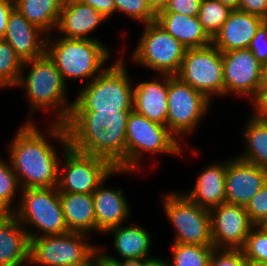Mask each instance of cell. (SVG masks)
<instances>
[{
  "mask_svg": "<svg viewBox=\"0 0 267 266\" xmlns=\"http://www.w3.org/2000/svg\"><path fill=\"white\" fill-rule=\"evenodd\" d=\"M127 264L129 266H167L168 262L160 258L151 257L137 262H129Z\"/></svg>",
  "mask_w": 267,
  "mask_h": 266,
  "instance_id": "44",
  "label": "cell"
},
{
  "mask_svg": "<svg viewBox=\"0 0 267 266\" xmlns=\"http://www.w3.org/2000/svg\"><path fill=\"white\" fill-rule=\"evenodd\" d=\"M30 66V71L25 77L24 67ZM25 77V78H24ZM16 86H24L30 101V118L38 109H56V123H65L70 116L73 103L65 97L67 90L60 71L54 62L45 53L41 57L23 62L21 75Z\"/></svg>",
  "mask_w": 267,
  "mask_h": 266,
  "instance_id": "4",
  "label": "cell"
},
{
  "mask_svg": "<svg viewBox=\"0 0 267 266\" xmlns=\"http://www.w3.org/2000/svg\"><path fill=\"white\" fill-rule=\"evenodd\" d=\"M51 43V37L47 35L45 53L54 62L65 83L67 78L92 81L105 70L102 67L110 57V49L99 40L61 37L55 45Z\"/></svg>",
  "mask_w": 267,
  "mask_h": 266,
  "instance_id": "6",
  "label": "cell"
},
{
  "mask_svg": "<svg viewBox=\"0 0 267 266\" xmlns=\"http://www.w3.org/2000/svg\"><path fill=\"white\" fill-rule=\"evenodd\" d=\"M230 11L228 6L217 0H202L198 18L212 39L220 31Z\"/></svg>",
  "mask_w": 267,
  "mask_h": 266,
  "instance_id": "31",
  "label": "cell"
},
{
  "mask_svg": "<svg viewBox=\"0 0 267 266\" xmlns=\"http://www.w3.org/2000/svg\"><path fill=\"white\" fill-rule=\"evenodd\" d=\"M160 76H163L162 82L154 79L136 84L133 95V110L150 121L166 126L169 75Z\"/></svg>",
  "mask_w": 267,
  "mask_h": 266,
  "instance_id": "20",
  "label": "cell"
},
{
  "mask_svg": "<svg viewBox=\"0 0 267 266\" xmlns=\"http://www.w3.org/2000/svg\"><path fill=\"white\" fill-rule=\"evenodd\" d=\"M19 187V188H18ZM20 186L11 163H5L0 159V215H13L16 209H12L14 197Z\"/></svg>",
  "mask_w": 267,
  "mask_h": 266,
  "instance_id": "32",
  "label": "cell"
},
{
  "mask_svg": "<svg viewBox=\"0 0 267 266\" xmlns=\"http://www.w3.org/2000/svg\"><path fill=\"white\" fill-rule=\"evenodd\" d=\"M211 102L202 93L169 75L168 115L166 126L177 139L192 133L207 112Z\"/></svg>",
  "mask_w": 267,
  "mask_h": 266,
  "instance_id": "13",
  "label": "cell"
},
{
  "mask_svg": "<svg viewBox=\"0 0 267 266\" xmlns=\"http://www.w3.org/2000/svg\"><path fill=\"white\" fill-rule=\"evenodd\" d=\"M242 251L250 263L267 264V233L259 226H254Z\"/></svg>",
  "mask_w": 267,
  "mask_h": 266,
  "instance_id": "33",
  "label": "cell"
},
{
  "mask_svg": "<svg viewBox=\"0 0 267 266\" xmlns=\"http://www.w3.org/2000/svg\"><path fill=\"white\" fill-rule=\"evenodd\" d=\"M113 227L106 232H111L114 236V247L117 253L124 258L123 261L104 254L107 260L114 263H129L137 262L139 260H145L148 258L149 250L151 249V237L145 228L134 226H123Z\"/></svg>",
  "mask_w": 267,
  "mask_h": 266,
  "instance_id": "25",
  "label": "cell"
},
{
  "mask_svg": "<svg viewBox=\"0 0 267 266\" xmlns=\"http://www.w3.org/2000/svg\"><path fill=\"white\" fill-rule=\"evenodd\" d=\"M50 132V133H48ZM49 137H55L64 150V163L59 164V193L93 194L108 177L115 173L132 172L116 169L109 161L93 155L79 152L69 146L68 136L63 123L52 122L47 131ZM64 173L61 174V167Z\"/></svg>",
  "mask_w": 267,
  "mask_h": 266,
  "instance_id": "3",
  "label": "cell"
},
{
  "mask_svg": "<svg viewBox=\"0 0 267 266\" xmlns=\"http://www.w3.org/2000/svg\"><path fill=\"white\" fill-rule=\"evenodd\" d=\"M23 61L15 50L4 40H0V89L16 87Z\"/></svg>",
  "mask_w": 267,
  "mask_h": 266,
  "instance_id": "30",
  "label": "cell"
},
{
  "mask_svg": "<svg viewBox=\"0 0 267 266\" xmlns=\"http://www.w3.org/2000/svg\"><path fill=\"white\" fill-rule=\"evenodd\" d=\"M259 227H261L266 233H267V219H265L260 225H258Z\"/></svg>",
  "mask_w": 267,
  "mask_h": 266,
  "instance_id": "49",
  "label": "cell"
},
{
  "mask_svg": "<svg viewBox=\"0 0 267 266\" xmlns=\"http://www.w3.org/2000/svg\"><path fill=\"white\" fill-rule=\"evenodd\" d=\"M30 239L13 215H0V266L29 264Z\"/></svg>",
  "mask_w": 267,
  "mask_h": 266,
  "instance_id": "21",
  "label": "cell"
},
{
  "mask_svg": "<svg viewBox=\"0 0 267 266\" xmlns=\"http://www.w3.org/2000/svg\"><path fill=\"white\" fill-rule=\"evenodd\" d=\"M20 196L14 215L24 228L29 225L42 231L40 235L26 228L29 239L69 232L57 187L22 189Z\"/></svg>",
  "mask_w": 267,
  "mask_h": 266,
  "instance_id": "7",
  "label": "cell"
},
{
  "mask_svg": "<svg viewBox=\"0 0 267 266\" xmlns=\"http://www.w3.org/2000/svg\"><path fill=\"white\" fill-rule=\"evenodd\" d=\"M126 141L127 171H139L143 152L173 155L182 153V145L167 126L150 121L133 109L127 120Z\"/></svg>",
  "mask_w": 267,
  "mask_h": 266,
  "instance_id": "8",
  "label": "cell"
},
{
  "mask_svg": "<svg viewBox=\"0 0 267 266\" xmlns=\"http://www.w3.org/2000/svg\"><path fill=\"white\" fill-rule=\"evenodd\" d=\"M255 106L253 117L267 120V89H257L256 94L251 99Z\"/></svg>",
  "mask_w": 267,
  "mask_h": 266,
  "instance_id": "40",
  "label": "cell"
},
{
  "mask_svg": "<svg viewBox=\"0 0 267 266\" xmlns=\"http://www.w3.org/2000/svg\"><path fill=\"white\" fill-rule=\"evenodd\" d=\"M211 238L217 249H242L255 226L245 206L223 203L210 210Z\"/></svg>",
  "mask_w": 267,
  "mask_h": 266,
  "instance_id": "14",
  "label": "cell"
},
{
  "mask_svg": "<svg viewBox=\"0 0 267 266\" xmlns=\"http://www.w3.org/2000/svg\"><path fill=\"white\" fill-rule=\"evenodd\" d=\"M248 49L262 65L267 63V20L257 29Z\"/></svg>",
  "mask_w": 267,
  "mask_h": 266,
  "instance_id": "37",
  "label": "cell"
},
{
  "mask_svg": "<svg viewBox=\"0 0 267 266\" xmlns=\"http://www.w3.org/2000/svg\"><path fill=\"white\" fill-rule=\"evenodd\" d=\"M168 2L169 0H146L147 5L155 15L164 11Z\"/></svg>",
  "mask_w": 267,
  "mask_h": 266,
  "instance_id": "45",
  "label": "cell"
},
{
  "mask_svg": "<svg viewBox=\"0 0 267 266\" xmlns=\"http://www.w3.org/2000/svg\"><path fill=\"white\" fill-rule=\"evenodd\" d=\"M176 76L210 101L213 94L224 96L222 52L213 44L187 49Z\"/></svg>",
  "mask_w": 267,
  "mask_h": 266,
  "instance_id": "12",
  "label": "cell"
},
{
  "mask_svg": "<svg viewBox=\"0 0 267 266\" xmlns=\"http://www.w3.org/2000/svg\"><path fill=\"white\" fill-rule=\"evenodd\" d=\"M223 5L228 6L231 10L239 9L241 0H217Z\"/></svg>",
  "mask_w": 267,
  "mask_h": 266,
  "instance_id": "47",
  "label": "cell"
},
{
  "mask_svg": "<svg viewBox=\"0 0 267 266\" xmlns=\"http://www.w3.org/2000/svg\"><path fill=\"white\" fill-rule=\"evenodd\" d=\"M106 19L99 11L80 0H64L56 30L64 38L99 40L87 35Z\"/></svg>",
  "mask_w": 267,
  "mask_h": 266,
  "instance_id": "19",
  "label": "cell"
},
{
  "mask_svg": "<svg viewBox=\"0 0 267 266\" xmlns=\"http://www.w3.org/2000/svg\"><path fill=\"white\" fill-rule=\"evenodd\" d=\"M265 20L241 10H231L212 44L221 52L248 48L257 29Z\"/></svg>",
  "mask_w": 267,
  "mask_h": 266,
  "instance_id": "18",
  "label": "cell"
},
{
  "mask_svg": "<svg viewBox=\"0 0 267 266\" xmlns=\"http://www.w3.org/2000/svg\"><path fill=\"white\" fill-rule=\"evenodd\" d=\"M64 0H14L15 8L46 35L57 29Z\"/></svg>",
  "mask_w": 267,
  "mask_h": 266,
  "instance_id": "27",
  "label": "cell"
},
{
  "mask_svg": "<svg viewBox=\"0 0 267 266\" xmlns=\"http://www.w3.org/2000/svg\"><path fill=\"white\" fill-rule=\"evenodd\" d=\"M249 119L243 132L246 153L237 157L267 170V120Z\"/></svg>",
  "mask_w": 267,
  "mask_h": 266,
  "instance_id": "28",
  "label": "cell"
},
{
  "mask_svg": "<svg viewBox=\"0 0 267 266\" xmlns=\"http://www.w3.org/2000/svg\"><path fill=\"white\" fill-rule=\"evenodd\" d=\"M131 110L71 111L64 123L69 146L127 171V120Z\"/></svg>",
  "mask_w": 267,
  "mask_h": 266,
  "instance_id": "1",
  "label": "cell"
},
{
  "mask_svg": "<svg viewBox=\"0 0 267 266\" xmlns=\"http://www.w3.org/2000/svg\"><path fill=\"white\" fill-rule=\"evenodd\" d=\"M124 61L115 63L86 83L71 111H122L133 109L134 88Z\"/></svg>",
  "mask_w": 267,
  "mask_h": 266,
  "instance_id": "5",
  "label": "cell"
},
{
  "mask_svg": "<svg viewBox=\"0 0 267 266\" xmlns=\"http://www.w3.org/2000/svg\"><path fill=\"white\" fill-rule=\"evenodd\" d=\"M224 96L253 98L259 88L262 64L248 48L222 52Z\"/></svg>",
  "mask_w": 267,
  "mask_h": 266,
  "instance_id": "15",
  "label": "cell"
},
{
  "mask_svg": "<svg viewBox=\"0 0 267 266\" xmlns=\"http://www.w3.org/2000/svg\"><path fill=\"white\" fill-rule=\"evenodd\" d=\"M116 11L128 15L135 21L144 24L155 22L156 15L151 11L146 0H113Z\"/></svg>",
  "mask_w": 267,
  "mask_h": 266,
  "instance_id": "34",
  "label": "cell"
},
{
  "mask_svg": "<svg viewBox=\"0 0 267 266\" xmlns=\"http://www.w3.org/2000/svg\"><path fill=\"white\" fill-rule=\"evenodd\" d=\"M42 33L43 36L42 37ZM47 35L39 27L31 24L16 8L8 17L4 41L23 61H30L45 54Z\"/></svg>",
  "mask_w": 267,
  "mask_h": 266,
  "instance_id": "17",
  "label": "cell"
},
{
  "mask_svg": "<svg viewBox=\"0 0 267 266\" xmlns=\"http://www.w3.org/2000/svg\"><path fill=\"white\" fill-rule=\"evenodd\" d=\"M245 208L250 221L255 226L260 225L265 219H267V182L246 204Z\"/></svg>",
  "mask_w": 267,
  "mask_h": 266,
  "instance_id": "36",
  "label": "cell"
},
{
  "mask_svg": "<svg viewBox=\"0 0 267 266\" xmlns=\"http://www.w3.org/2000/svg\"><path fill=\"white\" fill-rule=\"evenodd\" d=\"M226 169L227 161L205 167L197 177L193 190L184 194L192 202L209 211L220 204L226 203Z\"/></svg>",
  "mask_w": 267,
  "mask_h": 266,
  "instance_id": "23",
  "label": "cell"
},
{
  "mask_svg": "<svg viewBox=\"0 0 267 266\" xmlns=\"http://www.w3.org/2000/svg\"><path fill=\"white\" fill-rule=\"evenodd\" d=\"M98 248L91 256H89L85 261L77 264L76 266H104L106 257L104 253Z\"/></svg>",
  "mask_w": 267,
  "mask_h": 266,
  "instance_id": "43",
  "label": "cell"
},
{
  "mask_svg": "<svg viewBox=\"0 0 267 266\" xmlns=\"http://www.w3.org/2000/svg\"><path fill=\"white\" fill-rule=\"evenodd\" d=\"M202 0H169L164 11L188 16H198Z\"/></svg>",
  "mask_w": 267,
  "mask_h": 266,
  "instance_id": "38",
  "label": "cell"
},
{
  "mask_svg": "<svg viewBox=\"0 0 267 266\" xmlns=\"http://www.w3.org/2000/svg\"><path fill=\"white\" fill-rule=\"evenodd\" d=\"M249 266H267L266 263H250Z\"/></svg>",
  "mask_w": 267,
  "mask_h": 266,
  "instance_id": "50",
  "label": "cell"
},
{
  "mask_svg": "<svg viewBox=\"0 0 267 266\" xmlns=\"http://www.w3.org/2000/svg\"><path fill=\"white\" fill-rule=\"evenodd\" d=\"M103 183L92 194L96 215V231L106 233L107 230L122 225L130 214L129 204L122 190L104 188Z\"/></svg>",
  "mask_w": 267,
  "mask_h": 266,
  "instance_id": "24",
  "label": "cell"
},
{
  "mask_svg": "<svg viewBox=\"0 0 267 266\" xmlns=\"http://www.w3.org/2000/svg\"><path fill=\"white\" fill-rule=\"evenodd\" d=\"M258 89H267V63L261 66L260 82Z\"/></svg>",
  "mask_w": 267,
  "mask_h": 266,
  "instance_id": "46",
  "label": "cell"
},
{
  "mask_svg": "<svg viewBox=\"0 0 267 266\" xmlns=\"http://www.w3.org/2000/svg\"><path fill=\"white\" fill-rule=\"evenodd\" d=\"M266 182V169L238 157L227 160L226 203L246 206Z\"/></svg>",
  "mask_w": 267,
  "mask_h": 266,
  "instance_id": "16",
  "label": "cell"
},
{
  "mask_svg": "<svg viewBox=\"0 0 267 266\" xmlns=\"http://www.w3.org/2000/svg\"><path fill=\"white\" fill-rule=\"evenodd\" d=\"M65 223L69 232L87 234L96 231L92 194L59 193Z\"/></svg>",
  "mask_w": 267,
  "mask_h": 266,
  "instance_id": "26",
  "label": "cell"
},
{
  "mask_svg": "<svg viewBox=\"0 0 267 266\" xmlns=\"http://www.w3.org/2000/svg\"><path fill=\"white\" fill-rule=\"evenodd\" d=\"M187 48L156 22L145 24L131 56L138 64L162 75L176 76Z\"/></svg>",
  "mask_w": 267,
  "mask_h": 266,
  "instance_id": "9",
  "label": "cell"
},
{
  "mask_svg": "<svg viewBox=\"0 0 267 266\" xmlns=\"http://www.w3.org/2000/svg\"><path fill=\"white\" fill-rule=\"evenodd\" d=\"M155 22L181 42L187 49L203 48L212 44L198 16L160 12Z\"/></svg>",
  "mask_w": 267,
  "mask_h": 266,
  "instance_id": "22",
  "label": "cell"
},
{
  "mask_svg": "<svg viewBox=\"0 0 267 266\" xmlns=\"http://www.w3.org/2000/svg\"><path fill=\"white\" fill-rule=\"evenodd\" d=\"M213 249L214 247L173 243V260L167 266H209Z\"/></svg>",
  "mask_w": 267,
  "mask_h": 266,
  "instance_id": "29",
  "label": "cell"
},
{
  "mask_svg": "<svg viewBox=\"0 0 267 266\" xmlns=\"http://www.w3.org/2000/svg\"><path fill=\"white\" fill-rule=\"evenodd\" d=\"M18 128L9 145L10 163L20 186L29 188L57 187L58 152L50 145L32 119Z\"/></svg>",
  "mask_w": 267,
  "mask_h": 266,
  "instance_id": "2",
  "label": "cell"
},
{
  "mask_svg": "<svg viewBox=\"0 0 267 266\" xmlns=\"http://www.w3.org/2000/svg\"><path fill=\"white\" fill-rule=\"evenodd\" d=\"M163 197L164 211L175 228L174 243L213 247L210 211L183 193H168Z\"/></svg>",
  "mask_w": 267,
  "mask_h": 266,
  "instance_id": "10",
  "label": "cell"
},
{
  "mask_svg": "<svg viewBox=\"0 0 267 266\" xmlns=\"http://www.w3.org/2000/svg\"><path fill=\"white\" fill-rule=\"evenodd\" d=\"M222 251L217 248L213 249L209 260V266L250 265V262L245 258L242 249H222Z\"/></svg>",
  "mask_w": 267,
  "mask_h": 266,
  "instance_id": "35",
  "label": "cell"
},
{
  "mask_svg": "<svg viewBox=\"0 0 267 266\" xmlns=\"http://www.w3.org/2000/svg\"><path fill=\"white\" fill-rule=\"evenodd\" d=\"M14 8V0H0V40L4 39L8 17Z\"/></svg>",
  "mask_w": 267,
  "mask_h": 266,
  "instance_id": "42",
  "label": "cell"
},
{
  "mask_svg": "<svg viewBox=\"0 0 267 266\" xmlns=\"http://www.w3.org/2000/svg\"><path fill=\"white\" fill-rule=\"evenodd\" d=\"M86 237L84 233L67 232L31 238L29 265L76 266L98 249Z\"/></svg>",
  "mask_w": 267,
  "mask_h": 266,
  "instance_id": "11",
  "label": "cell"
},
{
  "mask_svg": "<svg viewBox=\"0 0 267 266\" xmlns=\"http://www.w3.org/2000/svg\"><path fill=\"white\" fill-rule=\"evenodd\" d=\"M104 266H129L128 264L125 263H114L112 261L109 260H105Z\"/></svg>",
  "mask_w": 267,
  "mask_h": 266,
  "instance_id": "48",
  "label": "cell"
},
{
  "mask_svg": "<svg viewBox=\"0 0 267 266\" xmlns=\"http://www.w3.org/2000/svg\"><path fill=\"white\" fill-rule=\"evenodd\" d=\"M82 3L93 7L107 19L116 12V6L113 0H80Z\"/></svg>",
  "mask_w": 267,
  "mask_h": 266,
  "instance_id": "41",
  "label": "cell"
},
{
  "mask_svg": "<svg viewBox=\"0 0 267 266\" xmlns=\"http://www.w3.org/2000/svg\"><path fill=\"white\" fill-rule=\"evenodd\" d=\"M238 10L267 20V0H241Z\"/></svg>",
  "mask_w": 267,
  "mask_h": 266,
  "instance_id": "39",
  "label": "cell"
}]
</instances>
